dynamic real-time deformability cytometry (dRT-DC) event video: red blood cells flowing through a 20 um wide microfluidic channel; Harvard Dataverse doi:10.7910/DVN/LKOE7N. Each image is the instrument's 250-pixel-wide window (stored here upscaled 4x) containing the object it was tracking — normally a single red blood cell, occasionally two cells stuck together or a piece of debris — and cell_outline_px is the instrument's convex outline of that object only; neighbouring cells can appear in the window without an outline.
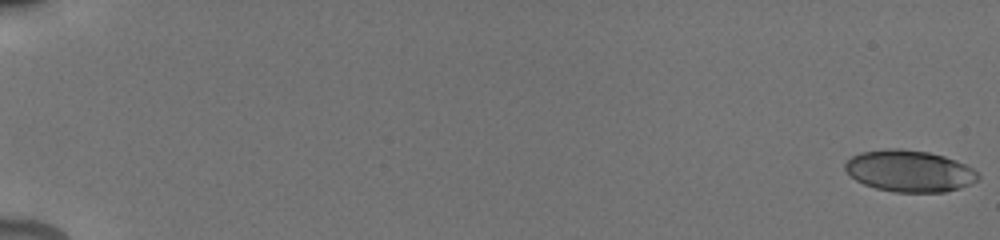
{"species": "human", "species_latin": "Homo sapiens", "temperature_condition": "cold", "stored_images_in_passage": 76, "camera_frame_rate_fps": 3000, "um_per_image_px": 0.085, "donor": {"sex": "male"}, "frame": {"image": 1, "passage_image": 1, "time_ms": 0.0, "image_size_px": [1000, 240], "cell_outline_px": [[980, 176], [976, 180], [960, 188], [944, 192], [896, 192], [876, 188], [864, 184], [856, 180], [844, 168], [844, 164], [852, 156], [860, 152], [888, 148], [900, 148], [928, 152], [944, 156], [956, 160], [972, 168]], "centroid_in_image_um": [77.28, 14.53], "position_along_channel_um": 7.7, "area_um2": 32.08}}
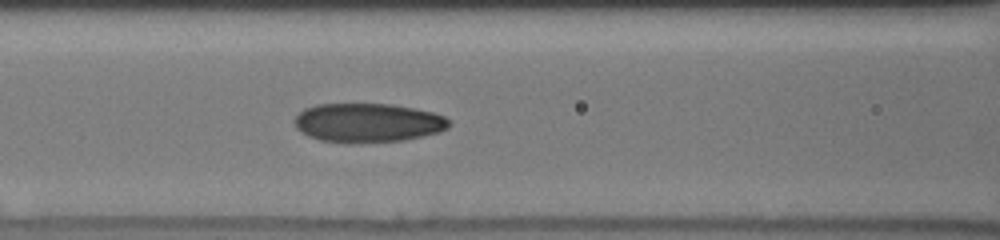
{"frame": {"image": 2, "passage_image": 46, "time_ms": 8.667, "image_size_px": [1000, 240], "cell_outline_px": [[448, 128], [440, 132], [404, 140], [360, 144], [348, 144], [320, 140], [308, 136], [300, 132], [296, 128], [296, 116], [304, 108], [316, 104], [392, 104], [432, 112], [444, 116], [448, 120]], "centroid_in_image_um": [31.24, 10.45], "position_along_channel_um": 135.4, "area_um2": 35.43}}
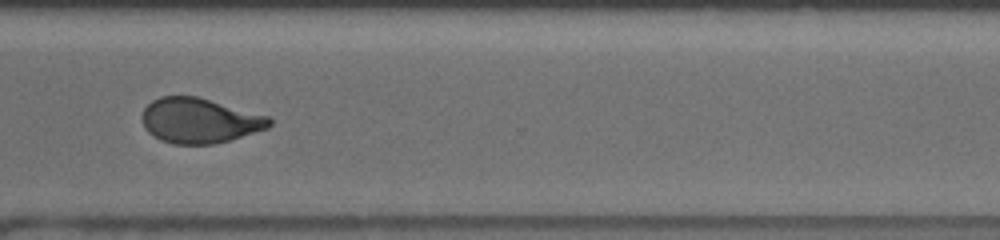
{"frame": {"image": 3, "passage_image": 75, "time_ms": 14.333, "image_size_px": [1000, 240], "cell_outline_px": [[272, 124], [268, 128], [228, 140], [212, 144], [172, 144], [160, 140], [152, 136], [144, 128], [140, 116], [144, 108], [152, 100], [160, 96], [196, 96], [268, 116], [272, 120]], "centroid_in_image_um": [16.9, 10.25], "position_along_channel_um": 353.7, "area_um2": 33.41}}